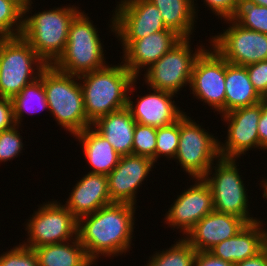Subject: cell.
Returning <instances> with one entry per match:
<instances>
[{
    "label": "cell",
    "mask_w": 267,
    "mask_h": 266,
    "mask_svg": "<svg viewBox=\"0 0 267 266\" xmlns=\"http://www.w3.org/2000/svg\"><path fill=\"white\" fill-rule=\"evenodd\" d=\"M24 11L11 0H0V38L22 34Z\"/></svg>",
    "instance_id": "cell-31"
},
{
    "label": "cell",
    "mask_w": 267,
    "mask_h": 266,
    "mask_svg": "<svg viewBox=\"0 0 267 266\" xmlns=\"http://www.w3.org/2000/svg\"><path fill=\"white\" fill-rule=\"evenodd\" d=\"M42 204L23 224L27 231V239L20 242L23 246L34 249L77 238L78 219L64 203L53 198Z\"/></svg>",
    "instance_id": "cell-9"
},
{
    "label": "cell",
    "mask_w": 267,
    "mask_h": 266,
    "mask_svg": "<svg viewBox=\"0 0 267 266\" xmlns=\"http://www.w3.org/2000/svg\"><path fill=\"white\" fill-rule=\"evenodd\" d=\"M192 185L177 195L164 214L163 221L183 238L204 216L214 210L213 194L203 178H189ZM194 180V181H193ZM194 182V183H193Z\"/></svg>",
    "instance_id": "cell-15"
},
{
    "label": "cell",
    "mask_w": 267,
    "mask_h": 266,
    "mask_svg": "<svg viewBox=\"0 0 267 266\" xmlns=\"http://www.w3.org/2000/svg\"><path fill=\"white\" fill-rule=\"evenodd\" d=\"M180 118V137L174 158L190 178H203L220 157L219 138L188 116Z\"/></svg>",
    "instance_id": "cell-10"
},
{
    "label": "cell",
    "mask_w": 267,
    "mask_h": 266,
    "mask_svg": "<svg viewBox=\"0 0 267 266\" xmlns=\"http://www.w3.org/2000/svg\"><path fill=\"white\" fill-rule=\"evenodd\" d=\"M264 219L246 224L235 236L215 245L210 252L213 256L235 264L257 256L267 247V233Z\"/></svg>",
    "instance_id": "cell-20"
},
{
    "label": "cell",
    "mask_w": 267,
    "mask_h": 266,
    "mask_svg": "<svg viewBox=\"0 0 267 266\" xmlns=\"http://www.w3.org/2000/svg\"><path fill=\"white\" fill-rule=\"evenodd\" d=\"M108 27L116 39H141L166 30L159 9L149 0H119Z\"/></svg>",
    "instance_id": "cell-13"
},
{
    "label": "cell",
    "mask_w": 267,
    "mask_h": 266,
    "mask_svg": "<svg viewBox=\"0 0 267 266\" xmlns=\"http://www.w3.org/2000/svg\"><path fill=\"white\" fill-rule=\"evenodd\" d=\"M180 238L166 250L153 252L144 266H193L197 251L185 238Z\"/></svg>",
    "instance_id": "cell-28"
},
{
    "label": "cell",
    "mask_w": 267,
    "mask_h": 266,
    "mask_svg": "<svg viewBox=\"0 0 267 266\" xmlns=\"http://www.w3.org/2000/svg\"><path fill=\"white\" fill-rule=\"evenodd\" d=\"M71 189L64 205L77 219L113 203L107 175L87 172Z\"/></svg>",
    "instance_id": "cell-21"
},
{
    "label": "cell",
    "mask_w": 267,
    "mask_h": 266,
    "mask_svg": "<svg viewBox=\"0 0 267 266\" xmlns=\"http://www.w3.org/2000/svg\"><path fill=\"white\" fill-rule=\"evenodd\" d=\"M156 128L136 123L132 154L151 158L155 162Z\"/></svg>",
    "instance_id": "cell-32"
},
{
    "label": "cell",
    "mask_w": 267,
    "mask_h": 266,
    "mask_svg": "<svg viewBox=\"0 0 267 266\" xmlns=\"http://www.w3.org/2000/svg\"><path fill=\"white\" fill-rule=\"evenodd\" d=\"M15 125L12 99L0 97V132Z\"/></svg>",
    "instance_id": "cell-37"
},
{
    "label": "cell",
    "mask_w": 267,
    "mask_h": 266,
    "mask_svg": "<svg viewBox=\"0 0 267 266\" xmlns=\"http://www.w3.org/2000/svg\"><path fill=\"white\" fill-rule=\"evenodd\" d=\"M258 138L260 146L267 151V100L262 98V112L258 122Z\"/></svg>",
    "instance_id": "cell-39"
},
{
    "label": "cell",
    "mask_w": 267,
    "mask_h": 266,
    "mask_svg": "<svg viewBox=\"0 0 267 266\" xmlns=\"http://www.w3.org/2000/svg\"><path fill=\"white\" fill-rule=\"evenodd\" d=\"M155 163L160 158L174 160L179 146L180 119L170 125L156 128Z\"/></svg>",
    "instance_id": "cell-30"
},
{
    "label": "cell",
    "mask_w": 267,
    "mask_h": 266,
    "mask_svg": "<svg viewBox=\"0 0 267 266\" xmlns=\"http://www.w3.org/2000/svg\"><path fill=\"white\" fill-rule=\"evenodd\" d=\"M78 76L57 70L53 65L43 69V85L48 102L46 110L58 126L74 136L92 125L87 119Z\"/></svg>",
    "instance_id": "cell-4"
},
{
    "label": "cell",
    "mask_w": 267,
    "mask_h": 266,
    "mask_svg": "<svg viewBox=\"0 0 267 266\" xmlns=\"http://www.w3.org/2000/svg\"><path fill=\"white\" fill-rule=\"evenodd\" d=\"M233 19L247 29L267 34V7L265 6L240 1Z\"/></svg>",
    "instance_id": "cell-29"
},
{
    "label": "cell",
    "mask_w": 267,
    "mask_h": 266,
    "mask_svg": "<svg viewBox=\"0 0 267 266\" xmlns=\"http://www.w3.org/2000/svg\"><path fill=\"white\" fill-rule=\"evenodd\" d=\"M247 223L234 215L212 211L184 237L197 251H209L220 242L235 236Z\"/></svg>",
    "instance_id": "cell-19"
},
{
    "label": "cell",
    "mask_w": 267,
    "mask_h": 266,
    "mask_svg": "<svg viewBox=\"0 0 267 266\" xmlns=\"http://www.w3.org/2000/svg\"><path fill=\"white\" fill-rule=\"evenodd\" d=\"M181 39L168 28L141 39H117L123 50L120 59L136 78H140L143 70H147Z\"/></svg>",
    "instance_id": "cell-17"
},
{
    "label": "cell",
    "mask_w": 267,
    "mask_h": 266,
    "mask_svg": "<svg viewBox=\"0 0 267 266\" xmlns=\"http://www.w3.org/2000/svg\"><path fill=\"white\" fill-rule=\"evenodd\" d=\"M234 266H267V247L257 256L235 263Z\"/></svg>",
    "instance_id": "cell-40"
},
{
    "label": "cell",
    "mask_w": 267,
    "mask_h": 266,
    "mask_svg": "<svg viewBox=\"0 0 267 266\" xmlns=\"http://www.w3.org/2000/svg\"><path fill=\"white\" fill-rule=\"evenodd\" d=\"M21 127L15 125L13 128L0 132V164L14 160L25 150L23 137L19 131H22Z\"/></svg>",
    "instance_id": "cell-33"
},
{
    "label": "cell",
    "mask_w": 267,
    "mask_h": 266,
    "mask_svg": "<svg viewBox=\"0 0 267 266\" xmlns=\"http://www.w3.org/2000/svg\"><path fill=\"white\" fill-rule=\"evenodd\" d=\"M263 179H261L260 183H258V185L261 187V189H263V193H262V197L267 200V177H262ZM267 203V201H266Z\"/></svg>",
    "instance_id": "cell-42"
},
{
    "label": "cell",
    "mask_w": 267,
    "mask_h": 266,
    "mask_svg": "<svg viewBox=\"0 0 267 266\" xmlns=\"http://www.w3.org/2000/svg\"><path fill=\"white\" fill-rule=\"evenodd\" d=\"M87 119L99 117L127 107L128 92L136 77L123 62L109 64L99 70L78 76Z\"/></svg>",
    "instance_id": "cell-3"
},
{
    "label": "cell",
    "mask_w": 267,
    "mask_h": 266,
    "mask_svg": "<svg viewBox=\"0 0 267 266\" xmlns=\"http://www.w3.org/2000/svg\"><path fill=\"white\" fill-rule=\"evenodd\" d=\"M156 164L151 158L140 155L121 156L117 166L107 175L112 202L137 206L138 191Z\"/></svg>",
    "instance_id": "cell-18"
},
{
    "label": "cell",
    "mask_w": 267,
    "mask_h": 266,
    "mask_svg": "<svg viewBox=\"0 0 267 266\" xmlns=\"http://www.w3.org/2000/svg\"><path fill=\"white\" fill-rule=\"evenodd\" d=\"M191 38H182L175 46L141 74L147 87L180 94L190 87L194 64L208 47L202 44L192 48ZM195 49V50H192ZM188 85V86H187ZM182 88V89H181Z\"/></svg>",
    "instance_id": "cell-8"
},
{
    "label": "cell",
    "mask_w": 267,
    "mask_h": 266,
    "mask_svg": "<svg viewBox=\"0 0 267 266\" xmlns=\"http://www.w3.org/2000/svg\"><path fill=\"white\" fill-rule=\"evenodd\" d=\"M33 9L31 4L24 11L21 36L47 65H53L63 54L70 25L82 10L76 4L54 6L34 14Z\"/></svg>",
    "instance_id": "cell-2"
},
{
    "label": "cell",
    "mask_w": 267,
    "mask_h": 266,
    "mask_svg": "<svg viewBox=\"0 0 267 266\" xmlns=\"http://www.w3.org/2000/svg\"><path fill=\"white\" fill-rule=\"evenodd\" d=\"M73 138L80 143L90 173L108 175L119 163L121 155L92 125Z\"/></svg>",
    "instance_id": "cell-22"
},
{
    "label": "cell",
    "mask_w": 267,
    "mask_h": 266,
    "mask_svg": "<svg viewBox=\"0 0 267 266\" xmlns=\"http://www.w3.org/2000/svg\"><path fill=\"white\" fill-rule=\"evenodd\" d=\"M245 67L254 89L262 98H265L267 95V60L252 63Z\"/></svg>",
    "instance_id": "cell-35"
},
{
    "label": "cell",
    "mask_w": 267,
    "mask_h": 266,
    "mask_svg": "<svg viewBox=\"0 0 267 266\" xmlns=\"http://www.w3.org/2000/svg\"><path fill=\"white\" fill-rule=\"evenodd\" d=\"M136 121L127 107L99 117L92 126L121 155L132 154Z\"/></svg>",
    "instance_id": "cell-23"
},
{
    "label": "cell",
    "mask_w": 267,
    "mask_h": 266,
    "mask_svg": "<svg viewBox=\"0 0 267 266\" xmlns=\"http://www.w3.org/2000/svg\"><path fill=\"white\" fill-rule=\"evenodd\" d=\"M237 160L219 157L203 179L211 188L214 211L237 216L249 224L260 218L251 215L249 190L246 188L247 184L244 183L246 181L241 177L244 173L239 171Z\"/></svg>",
    "instance_id": "cell-6"
},
{
    "label": "cell",
    "mask_w": 267,
    "mask_h": 266,
    "mask_svg": "<svg viewBox=\"0 0 267 266\" xmlns=\"http://www.w3.org/2000/svg\"><path fill=\"white\" fill-rule=\"evenodd\" d=\"M46 66L21 35L0 38V97L12 99Z\"/></svg>",
    "instance_id": "cell-7"
},
{
    "label": "cell",
    "mask_w": 267,
    "mask_h": 266,
    "mask_svg": "<svg viewBox=\"0 0 267 266\" xmlns=\"http://www.w3.org/2000/svg\"><path fill=\"white\" fill-rule=\"evenodd\" d=\"M197 58L190 83L193 99L225 114V59L210 44Z\"/></svg>",
    "instance_id": "cell-12"
},
{
    "label": "cell",
    "mask_w": 267,
    "mask_h": 266,
    "mask_svg": "<svg viewBox=\"0 0 267 266\" xmlns=\"http://www.w3.org/2000/svg\"><path fill=\"white\" fill-rule=\"evenodd\" d=\"M0 266H38V259L33 249L19 243L0 254Z\"/></svg>",
    "instance_id": "cell-34"
},
{
    "label": "cell",
    "mask_w": 267,
    "mask_h": 266,
    "mask_svg": "<svg viewBox=\"0 0 267 266\" xmlns=\"http://www.w3.org/2000/svg\"><path fill=\"white\" fill-rule=\"evenodd\" d=\"M202 2L205 8L208 7V10L222 21L235 16L240 0H203Z\"/></svg>",
    "instance_id": "cell-36"
},
{
    "label": "cell",
    "mask_w": 267,
    "mask_h": 266,
    "mask_svg": "<svg viewBox=\"0 0 267 266\" xmlns=\"http://www.w3.org/2000/svg\"><path fill=\"white\" fill-rule=\"evenodd\" d=\"M136 208L113 202L78 219L77 238L95 265L102 257L114 259L132 251Z\"/></svg>",
    "instance_id": "cell-1"
},
{
    "label": "cell",
    "mask_w": 267,
    "mask_h": 266,
    "mask_svg": "<svg viewBox=\"0 0 267 266\" xmlns=\"http://www.w3.org/2000/svg\"><path fill=\"white\" fill-rule=\"evenodd\" d=\"M82 10L72 21L63 54L53 66L64 73L80 76L107 64L99 28Z\"/></svg>",
    "instance_id": "cell-5"
},
{
    "label": "cell",
    "mask_w": 267,
    "mask_h": 266,
    "mask_svg": "<svg viewBox=\"0 0 267 266\" xmlns=\"http://www.w3.org/2000/svg\"><path fill=\"white\" fill-rule=\"evenodd\" d=\"M262 97L254 89L245 66L225 60V114L260 103Z\"/></svg>",
    "instance_id": "cell-24"
},
{
    "label": "cell",
    "mask_w": 267,
    "mask_h": 266,
    "mask_svg": "<svg viewBox=\"0 0 267 266\" xmlns=\"http://www.w3.org/2000/svg\"><path fill=\"white\" fill-rule=\"evenodd\" d=\"M13 113L16 125L23 122L26 115L36 114L48 109V102L43 85V70L40 76L26 85L17 95L12 98ZM25 115V116H24Z\"/></svg>",
    "instance_id": "cell-27"
},
{
    "label": "cell",
    "mask_w": 267,
    "mask_h": 266,
    "mask_svg": "<svg viewBox=\"0 0 267 266\" xmlns=\"http://www.w3.org/2000/svg\"><path fill=\"white\" fill-rule=\"evenodd\" d=\"M137 80L140 81L139 78H136L130 86L127 101V108L136 123L160 128L178 121L186 113L177 106L178 104L173 98L175 96L178 98V96L167 91L147 87L150 90L149 94L143 96L137 94L135 99Z\"/></svg>",
    "instance_id": "cell-16"
},
{
    "label": "cell",
    "mask_w": 267,
    "mask_h": 266,
    "mask_svg": "<svg viewBox=\"0 0 267 266\" xmlns=\"http://www.w3.org/2000/svg\"><path fill=\"white\" fill-rule=\"evenodd\" d=\"M262 112L260 103L238 108L220 115L226 131L224 143L219 139V154L223 158L241 159V156L250 153L252 149L265 151L259 144L258 122ZM247 152V153H246Z\"/></svg>",
    "instance_id": "cell-14"
},
{
    "label": "cell",
    "mask_w": 267,
    "mask_h": 266,
    "mask_svg": "<svg viewBox=\"0 0 267 266\" xmlns=\"http://www.w3.org/2000/svg\"><path fill=\"white\" fill-rule=\"evenodd\" d=\"M162 15L166 28L175 31L182 38H193L198 20L197 0H149ZM196 1V2H195ZM192 35V36H191Z\"/></svg>",
    "instance_id": "cell-25"
},
{
    "label": "cell",
    "mask_w": 267,
    "mask_h": 266,
    "mask_svg": "<svg viewBox=\"0 0 267 266\" xmlns=\"http://www.w3.org/2000/svg\"><path fill=\"white\" fill-rule=\"evenodd\" d=\"M33 250L37 255L38 266H97L89 258L78 238Z\"/></svg>",
    "instance_id": "cell-26"
},
{
    "label": "cell",
    "mask_w": 267,
    "mask_h": 266,
    "mask_svg": "<svg viewBox=\"0 0 267 266\" xmlns=\"http://www.w3.org/2000/svg\"><path fill=\"white\" fill-rule=\"evenodd\" d=\"M193 266H234V264L217 258L208 251H199L196 253Z\"/></svg>",
    "instance_id": "cell-38"
},
{
    "label": "cell",
    "mask_w": 267,
    "mask_h": 266,
    "mask_svg": "<svg viewBox=\"0 0 267 266\" xmlns=\"http://www.w3.org/2000/svg\"><path fill=\"white\" fill-rule=\"evenodd\" d=\"M228 27L210 36L209 42L228 62L246 66L267 60V34L239 25L233 18L224 19Z\"/></svg>",
    "instance_id": "cell-11"
},
{
    "label": "cell",
    "mask_w": 267,
    "mask_h": 266,
    "mask_svg": "<svg viewBox=\"0 0 267 266\" xmlns=\"http://www.w3.org/2000/svg\"><path fill=\"white\" fill-rule=\"evenodd\" d=\"M16 5H18L23 11H25L31 4L33 3V0H11Z\"/></svg>",
    "instance_id": "cell-41"
},
{
    "label": "cell",
    "mask_w": 267,
    "mask_h": 266,
    "mask_svg": "<svg viewBox=\"0 0 267 266\" xmlns=\"http://www.w3.org/2000/svg\"><path fill=\"white\" fill-rule=\"evenodd\" d=\"M240 1H246L249 3H254V4H258L260 6L267 7V0H240Z\"/></svg>",
    "instance_id": "cell-43"
}]
</instances>
